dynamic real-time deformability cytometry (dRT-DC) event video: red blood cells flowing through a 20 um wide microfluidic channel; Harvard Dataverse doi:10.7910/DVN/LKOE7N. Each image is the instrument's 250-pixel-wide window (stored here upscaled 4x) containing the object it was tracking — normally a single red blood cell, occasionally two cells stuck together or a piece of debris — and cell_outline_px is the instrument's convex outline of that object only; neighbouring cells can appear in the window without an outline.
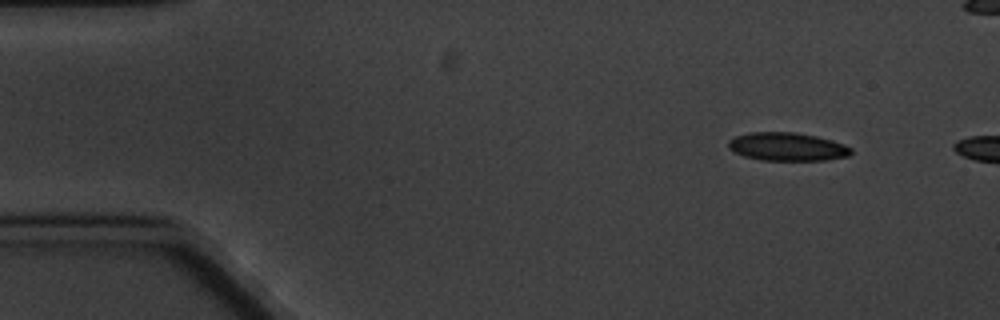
{"species": "common noctule bat (a hibernating species)", "species_latin": "Nyctalus noctula", "temperature_condition": "cold", "stored_images_in_passage": 3, "camera_frame_rate_fps": 3000, "um_per_image_px": 0.085, "animal": {"sex": "male", "body_mass_g": 20.1, "forearm_length_mm": 53.5}, "frame": {"image": 1, "passage_image": 1, "time_ms": 0.0, "image_size_px": [1000, 320], "cell_outline_px": [[852, 152], [848, 156], [828, 160], [760, 160], [744, 156], [728, 148], [728, 140], [736, 136], [748, 132], [792, 132], [816, 136], [832, 140], [852, 148]], "centroid_in_image_um": [66.9, 12.47], "position_along_channel_um": 18.1, "area_um2": 20.17}}